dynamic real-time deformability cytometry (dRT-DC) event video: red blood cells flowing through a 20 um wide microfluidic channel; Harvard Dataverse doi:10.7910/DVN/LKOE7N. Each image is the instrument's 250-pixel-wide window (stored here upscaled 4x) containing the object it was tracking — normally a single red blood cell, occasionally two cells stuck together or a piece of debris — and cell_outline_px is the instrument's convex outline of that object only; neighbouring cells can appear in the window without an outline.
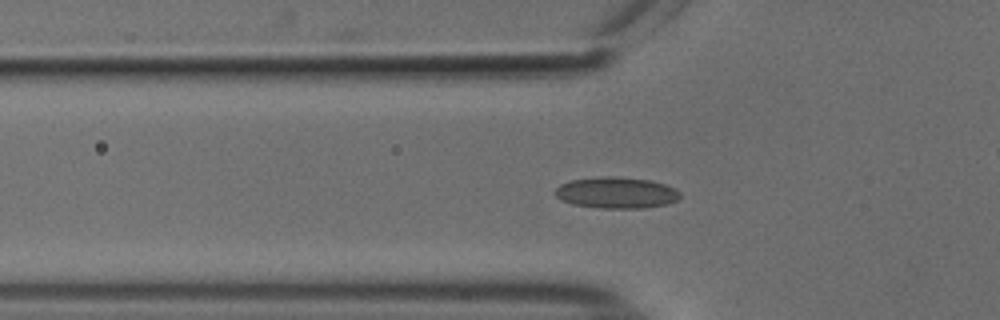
{"species": "common noctule bat (a hibernating species)", "species_latin": "Nyctalus noctula", "temperature_condition": "cold", "stored_images_in_passage": 54, "camera_frame_rate_fps": 3000, "um_per_image_px": 0.085, "animal": {"sex": "male", "body_mass_g": 18.8}, "frame": {"image": 1, "passage_image": 18, "time_ms": 5.667, "image_size_px": [1000, 320], "cell_outline_px": [[680, 196], [676, 200], [668, 204], [644, 208], [600, 208], [572, 204], [560, 200], [556, 196], [556, 188], [560, 184], [572, 180], [604, 176], [612, 176], [652, 180], [676, 188], [680, 192]], "centroid_in_image_um": [52.41, 16.38], "position_along_channel_um": 73.4, "area_um2": 22.83}}
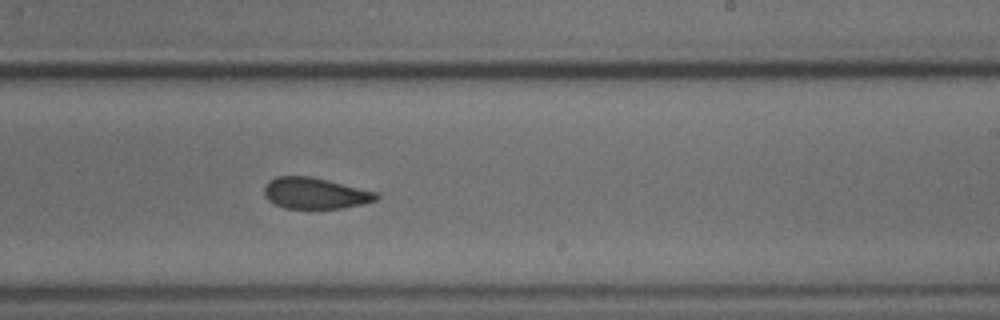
{"frame": {"image": 2, "passage_image": 33, "time_ms": 10.667, "image_size_px": [1000, 320], "cell_outline_px": [[380, 196], [376, 200], [364, 204], [344, 208], [284, 208], [268, 200], [264, 196], [264, 188], [268, 180], [276, 176], [312, 176], [376, 192]], "centroid_in_image_um": [26.77, 16.42], "position_along_channel_um": 262.2, "area_um2": 20.4}}
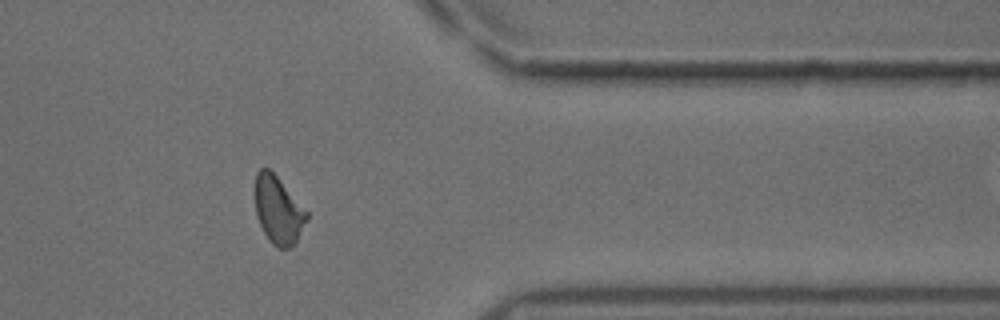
{"frame": {"image": 3, "passage_image": 44, "time_ms": 14.333, "image_size_px": [1000, 320], "cell_outline_px": [[308, 220], [296, 240], [288, 248], [280, 248], [272, 244], [268, 240], [256, 216], [256, 172], [260, 168], [268, 168], [276, 176], [308, 212]], "centroid_in_image_um": [23.65, 17.87], "position_along_channel_um": 387.7, "area_um2": 19.94}, "authors_computed_cell_mechanics": {"area_um2": 21.386, "velocity_mm_per_s": 3.7719, "shape_relaxation_time_tau1_ms": null, "shape_relaxation_time_tau2_ms": 1.6203, "deformation_change_tau1": null, "deformation_change_tau2": 0.0669}}